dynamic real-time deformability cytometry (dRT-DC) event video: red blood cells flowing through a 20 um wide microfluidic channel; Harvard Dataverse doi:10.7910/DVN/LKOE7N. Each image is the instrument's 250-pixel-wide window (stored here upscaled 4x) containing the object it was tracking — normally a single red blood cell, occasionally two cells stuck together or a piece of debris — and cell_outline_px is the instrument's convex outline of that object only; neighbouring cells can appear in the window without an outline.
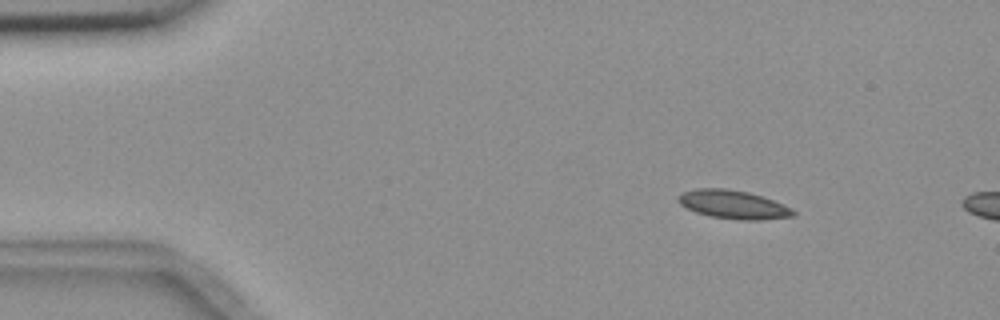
{"species": "common noctule bat (a hibernating species)", "species_latin": "Nyctalus noctula", "temperature_condition": "room temperature", "stored_images_in_passage": 3, "camera_frame_rate_fps": 3000, "um_per_image_px": 0.085, "animal": {"sex": "female", "body_mass_g": 18.4}, "frame": {"image": 1, "passage_image": 1, "time_ms": 0.0, "image_size_px": [1000, 320], "cell_outline_px": [[796, 216], [760, 220], [740, 220], [708, 216], [696, 212], [680, 204], [676, 200], [676, 196], [684, 192], [696, 188], [724, 188], [748, 192], [772, 200], [792, 208], [796, 212]], "centroid_in_image_um": [62.31, 17.39], "position_along_channel_um": 22.7, "area_um2": 19.13}}